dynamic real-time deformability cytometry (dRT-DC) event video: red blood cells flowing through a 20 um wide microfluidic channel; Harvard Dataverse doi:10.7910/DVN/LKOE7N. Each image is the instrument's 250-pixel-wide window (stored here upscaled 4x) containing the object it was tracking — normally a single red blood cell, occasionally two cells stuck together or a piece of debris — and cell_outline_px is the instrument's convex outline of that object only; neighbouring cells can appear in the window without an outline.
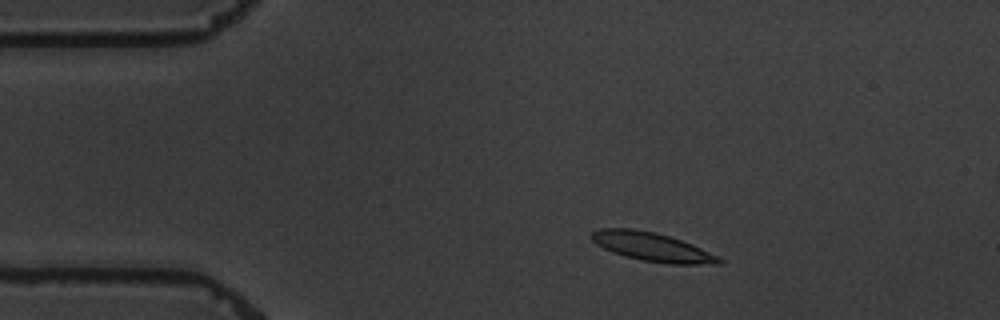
{"species": "common noctule bat (a hibernating species)", "species_latin": "Nyctalus noctula", "temperature_condition": "warm", "stored_images_in_passage": 4, "segment_of_instrument_passage": [1, 2], "camera_frame_rate_fps": 3000, "um_per_image_px": 0.085, "animal": {"sex": "male", "body_mass_g": 19.5, "forearm_length_mm": 54.6}, "frame": {"image": 1, "passage_image": 1, "time_ms": 0.0, "image_size_px": [1000, 320], "cell_outline_px": [[724, 264], [668, 264], [640, 260], [624, 256], [612, 252], [596, 244], [588, 236], [592, 232], [600, 228], [632, 228], [656, 232], [692, 244], [720, 256], [724, 260]], "centroid_in_image_um": [55.44, 20.99], "position_along_channel_um": 29.6, "area_um2": 21.62}}